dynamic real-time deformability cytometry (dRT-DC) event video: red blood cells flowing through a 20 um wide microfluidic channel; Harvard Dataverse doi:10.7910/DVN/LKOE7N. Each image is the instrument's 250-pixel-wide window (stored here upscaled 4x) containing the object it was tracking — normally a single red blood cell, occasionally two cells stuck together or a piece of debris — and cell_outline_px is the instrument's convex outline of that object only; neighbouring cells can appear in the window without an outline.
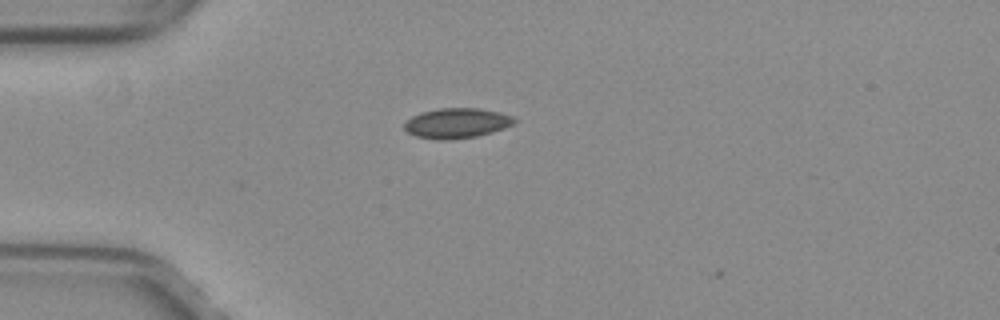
{"species": "common noctule bat (a hibernating species)", "species_latin": "Nyctalus noctula", "temperature_condition": "warm", "stored_images_in_passage": 2, "camera_frame_rate_fps": 3000, "um_per_image_px": 0.085, "animal": {"sex": "female", "body_mass_g": 29.2, "forearm_length_mm": 56.3}, "frame": {"image": 1, "passage_image": 1, "time_ms": 0.0, "image_size_px": [1000, 320], "cell_outline_px": [[516, 120], [512, 124], [504, 128], [492, 132], [476, 136], [452, 140], [436, 140], [416, 136], [408, 132], [404, 128], [404, 124], [412, 116], [420, 112], [440, 108], [480, 108], [500, 112], [512, 116]], "centroid_in_image_um": [38.81, 10.47], "position_along_channel_um": 46.2, "area_um2": 19.31}}